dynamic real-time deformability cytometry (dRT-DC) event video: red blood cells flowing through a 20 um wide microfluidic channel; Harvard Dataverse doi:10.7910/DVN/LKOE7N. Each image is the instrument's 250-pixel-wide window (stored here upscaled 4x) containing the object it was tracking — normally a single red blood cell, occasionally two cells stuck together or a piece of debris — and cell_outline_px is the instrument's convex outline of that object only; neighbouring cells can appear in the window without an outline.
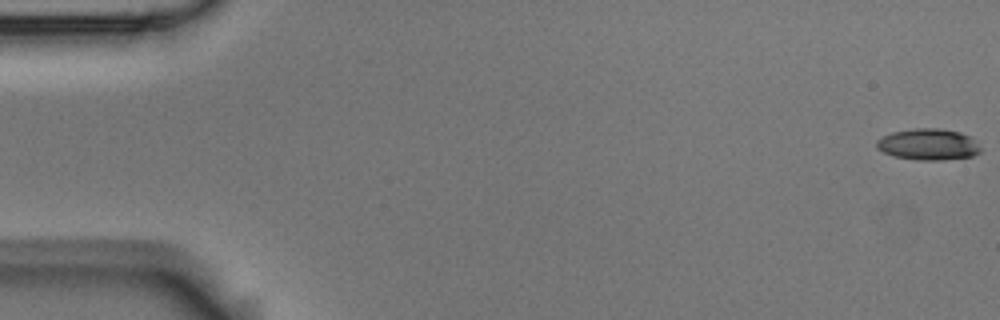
{"species": "Egyptian fruit bat (a non-hibernating species)", "species_latin": "Rousettus aegyptiacus", "temperature_condition": "room temperature", "stored_images_in_passage": 9, "camera_frame_rate_fps": 3000, "um_per_image_px": 0.085, "animal": {"sex": "male"}, "frame": {"image": 1, "passage_image": 1, "time_ms": 0.0, "image_size_px": [1000, 320], "cell_outline_px": [[980, 152], [972, 156], [940, 160], [916, 160], [892, 156], [876, 148], [876, 140], [892, 132], [912, 128], [940, 128], [960, 132], [972, 136], [980, 148]], "centroid_in_image_um": [78.89, 12.27], "position_along_channel_um": 6.1, "area_um2": 19.13}}
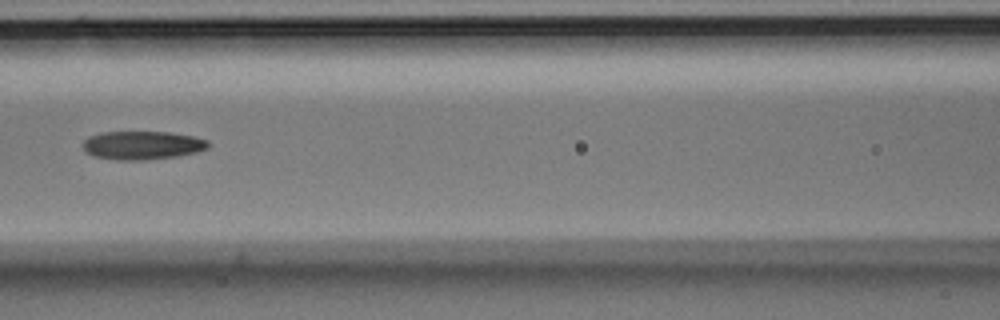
{"frame": {"image": 2, "passage_image": 6, "time_ms": 1.667, "image_size_px": [1000, 320], "cell_outline_px": [[212, 144], [208, 148], [196, 152], [176, 156], [144, 160], [116, 160], [92, 156], [84, 148], [84, 140], [88, 136], [100, 132], [168, 132], [192, 136], [208, 140]], "centroid_in_image_um": [12.11, 12.34], "position_along_channel_um": 154.5, "area_um2": 20.81}}
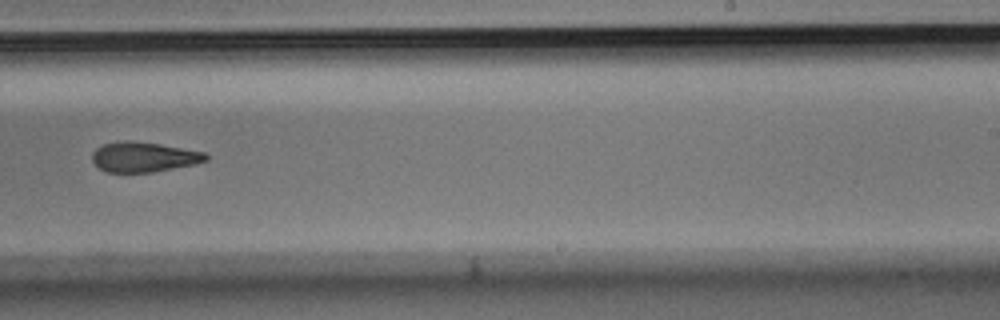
{"frame": {"image": 3, "passage_image": 9, "time_ms": 2.667, "image_size_px": [1000, 320], "cell_outline_px": [[208, 160], [196, 164], [152, 172], [108, 172], [100, 168], [92, 160], [92, 152], [96, 148], [104, 144], [120, 140], [132, 140], [160, 144], [204, 152], [208, 156]], "centroid_in_image_um": [12.22, 13.33], "position_along_channel_um": 276.8, "area_um2": 19.88}}